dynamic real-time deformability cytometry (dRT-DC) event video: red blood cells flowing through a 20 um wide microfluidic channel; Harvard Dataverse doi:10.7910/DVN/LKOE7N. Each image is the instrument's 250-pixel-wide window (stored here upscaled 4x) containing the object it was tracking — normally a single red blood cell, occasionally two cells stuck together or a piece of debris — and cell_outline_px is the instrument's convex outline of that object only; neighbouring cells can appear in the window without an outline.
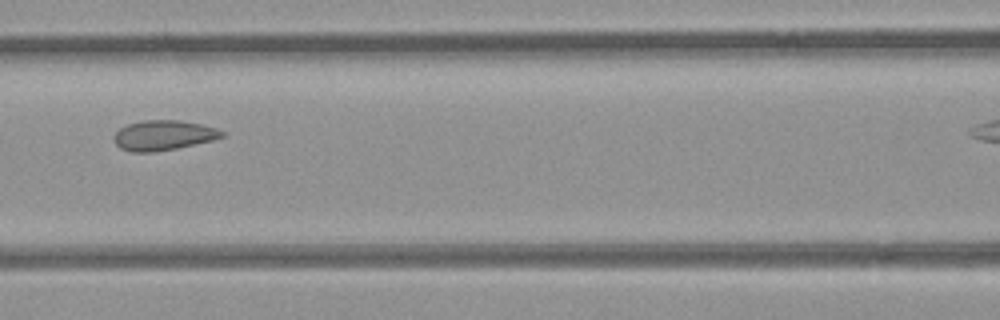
{"species": "common noctule bat (a hibernating species)", "species_latin": "Nyctalus noctula", "temperature_condition": "room temperature", "stored_images_in_passage": 7, "segment_of_instrument_passage": [1, 2], "camera_frame_rate_fps": 3000, "um_per_image_px": 0.085, "animal": {"sex": "female", "body_mass_g": 21.9}, "frame": {"image": 1, "passage_image": 6, "time_ms": 5.667, "image_size_px": [1000, 320], "cell_outline_px": [[224, 136], [212, 140], [176, 148], [152, 152], [132, 152], [120, 148], [112, 140], [112, 136], [120, 128], [128, 124], [144, 120], [180, 120], [200, 124], [216, 128], [224, 132]], "centroid_in_image_um": [13.85, 11.5], "position_along_channel_um": 152.8, "area_um2": 18.79}}